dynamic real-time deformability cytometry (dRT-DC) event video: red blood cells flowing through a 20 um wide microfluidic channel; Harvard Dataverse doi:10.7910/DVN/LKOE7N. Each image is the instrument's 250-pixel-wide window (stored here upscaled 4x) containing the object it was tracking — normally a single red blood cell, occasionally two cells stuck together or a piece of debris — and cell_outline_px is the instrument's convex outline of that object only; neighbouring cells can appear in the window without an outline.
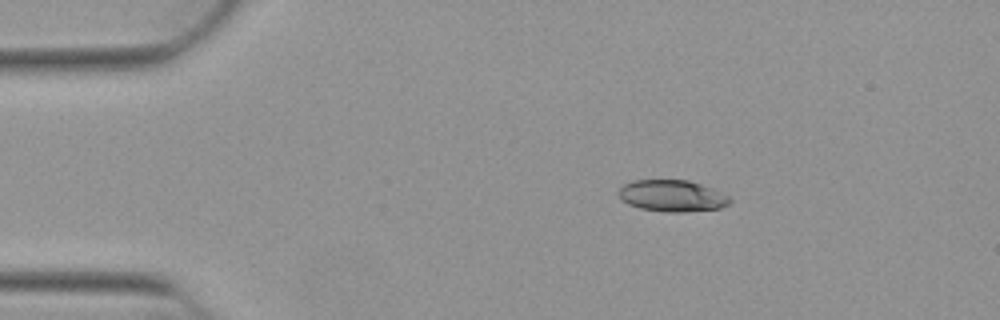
{"species": "Egyptian fruit bat (a non-hibernating species)", "species_latin": "Rousettus aegyptiacus", "temperature_condition": "warm", "stored_images_in_passage": 44, "camera_frame_rate_fps": 3000, "um_per_image_px": 0.085, "animal": {"sex": "female"}, "frame": {"image": 1, "passage_image": 1, "time_ms": 0.0, "image_size_px": [1000, 320], "cell_outline_px": [[732, 200], [728, 204], [720, 208], [684, 212], [668, 212], [640, 208], [628, 204], [620, 200], [616, 192], [624, 184], [632, 180], [688, 180], [712, 188], [728, 196]], "centroid_in_image_um": [57.08, 16.64], "position_along_channel_um": 27.9, "area_um2": 20.52}}
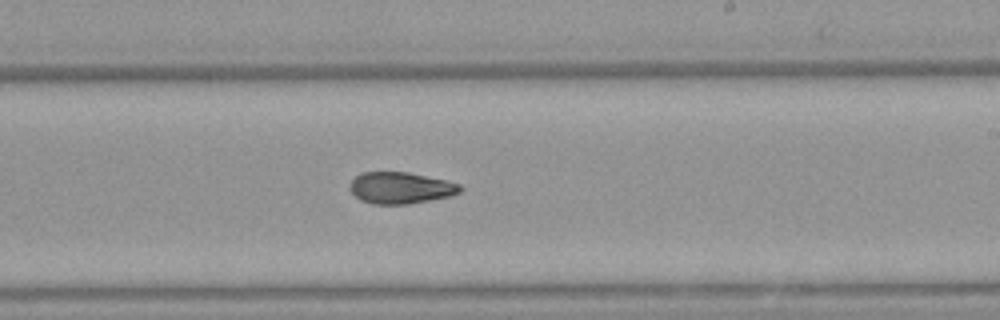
{"frame": {"image": 2, "passage_image": 23, "time_ms": 7.333, "image_size_px": [1000, 320], "cell_outline_px": [[464, 188], [460, 192], [452, 196], [408, 204], [372, 204], [360, 200], [348, 188], [352, 180], [360, 172], [408, 172], [444, 180], [460, 184]], "centroid_in_image_um": [34.05, 15.97], "position_along_channel_um": 255.0, "area_um2": 20.35}}
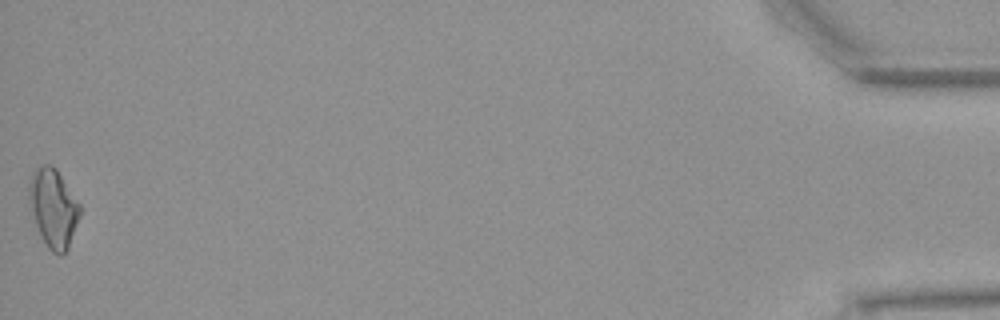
{"frame": {"image": 3, "passage_image": 44, "time_ms": 14.333, "image_size_px": [1000, 320], "cell_outline_px": [[80, 216], [68, 248], [60, 256], [52, 252], [48, 248], [40, 236], [36, 224], [28, 196], [28, 184], [32, 172], [44, 164], [52, 164], [56, 168], [80, 204]], "centroid_in_image_um": [4.53, 17.68], "position_along_channel_um": 430.7, "area_um2": 23.12}, "authors_computed_cell_mechanics": {"area_um2": 20.8658, "velocity_mm_per_s": 3.9288, "shape_relaxation_time_tau1_ms": null, "shape_relaxation_time_tau2_ms": 5.8742, "deformation_change_tau1": null, "deformation_change_tau2": 0.1273}}